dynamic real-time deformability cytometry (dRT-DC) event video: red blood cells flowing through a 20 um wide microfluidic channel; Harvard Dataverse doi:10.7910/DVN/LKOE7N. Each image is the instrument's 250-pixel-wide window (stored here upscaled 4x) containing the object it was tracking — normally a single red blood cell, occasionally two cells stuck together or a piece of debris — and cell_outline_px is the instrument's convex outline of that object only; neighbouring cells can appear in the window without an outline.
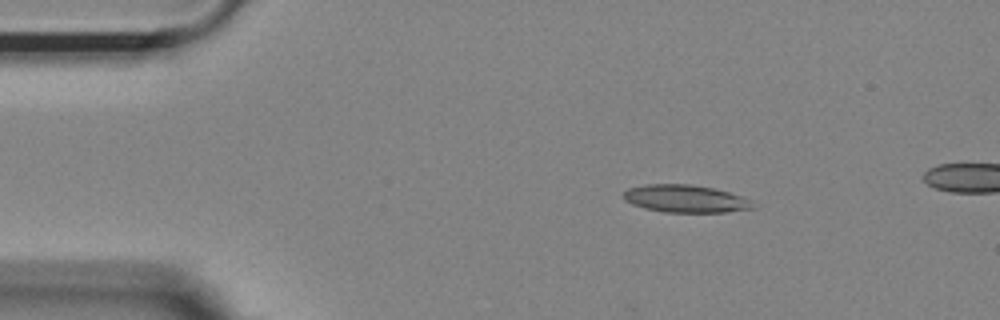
{"species": "Egyptian fruit bat (a non-hibernating species)", "species_latin": "Rousettus aegyptiacus", "temperature_condition": "room temperature", "stored_images_in_passage": 8, "camera_frame_rate_fps": 3000, "um_per_image_px": 0.085, "animal": {"sex": "female"}, "frame": {"image": 1, "passage_image": 1, "time_ms": 0.0, "image_size_px": [1000, 320], "cell_outline_px": [[760, 204], [756, 208], [724, 212], [664, 212], [644, 208], [632, 204], [624, 200], [624, 192], [628, 188], [644, 184], [692, 184], [712, 188], [744, 196]], "centroid_in_image_um": [58.33, 16.89], "position_along_channel_um": 26.7, "area_um2": 21.1}}